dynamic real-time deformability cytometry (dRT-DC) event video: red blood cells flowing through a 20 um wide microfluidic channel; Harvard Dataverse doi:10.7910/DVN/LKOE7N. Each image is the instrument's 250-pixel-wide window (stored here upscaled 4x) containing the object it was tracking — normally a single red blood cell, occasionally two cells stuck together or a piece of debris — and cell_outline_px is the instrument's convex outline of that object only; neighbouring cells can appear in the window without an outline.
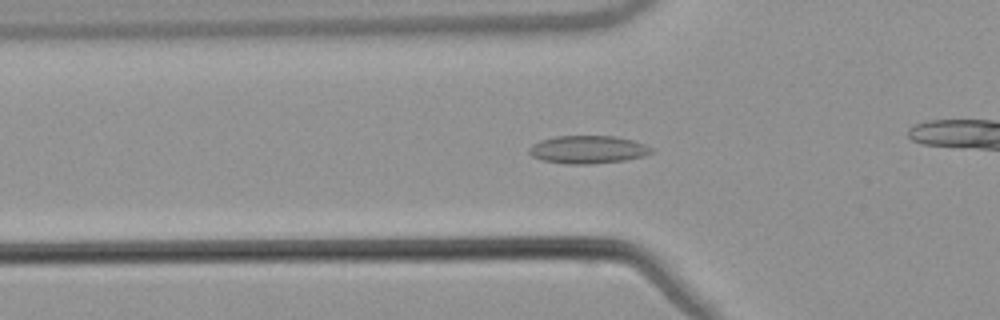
{"species": "common noctule bat (a hibernating species)", "species_latin": "Nyctalus noctula", "temperature_condition": "warm", "stored_images_in_passage": 39, "camera_frame_rate_fps": 3000, "um_per_image_px": 0.085, "animal": {"sex": "male", "body_mass_g": 21.5, "forearm_length_mm": 52.0}, "frame": {"image": 1, "passage_image": 13, "time_ms": 4.0, "image_size_px": [1000, 320], "cell_outline_px": [[656, 152], [644, 156], [624, 160], [592, 164], [564, 164], [540, 160], [532, 156], [528, 152], [528, 148], [532, 144], [540, 140], [556, 136], [612, 136], [632, 140], [644, 144], [652, 148]], "centroid_in_image_um": [49.95, 12.72], "position_along_channel_um": 75.9, "area_um2": 20.06}}
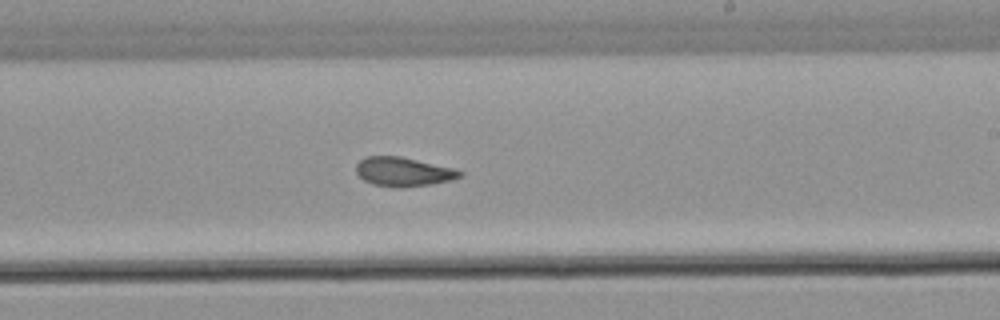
{"frame": {"image": 2, "passage_image": 27, "time_ms": 8.667, "image_size_px": [1000, 320], "cell_outline_px": [[464, 176], [448, 180], [428, 184], [404, 188], [392, 188], [372, 184], [364, 180], [356, 172], [356, 164], [360, 160], [368, 156], [400, 156], [452, 168], [464, 172]], "centroid_in_image_um": [34.25, 14.61], "position_along_channel_um": 254.7, "area_um2": 17.51}}
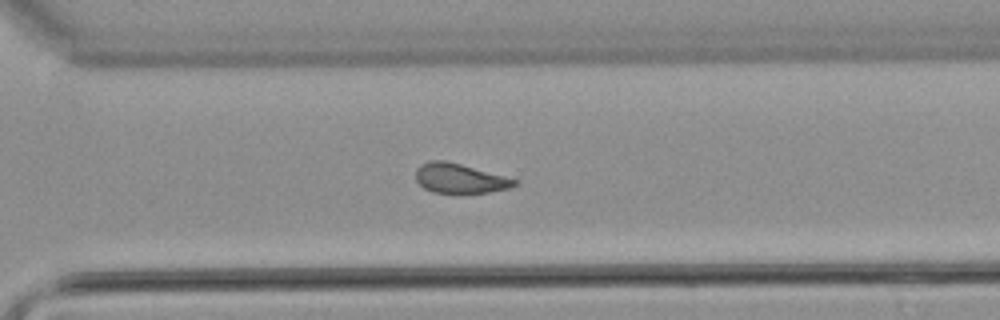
{"frame": {"image": 3, "passage_image": 33, "time_ms": 10.667, "image_size_px": [1000, 320], "cell_outline_px": [[520, 184], [508, 188], [488, 192], [460, 196], [456, 196], [432, 192], [424, 188], [416, 180], [416, 168], [420, 164], [432, 160], [444, 160], [460, 164], [520, 180]], "centroid_in_image_um": [39.09, 15.21], "position_along_channel_um": 331.5, "area_um2": 17.74}}